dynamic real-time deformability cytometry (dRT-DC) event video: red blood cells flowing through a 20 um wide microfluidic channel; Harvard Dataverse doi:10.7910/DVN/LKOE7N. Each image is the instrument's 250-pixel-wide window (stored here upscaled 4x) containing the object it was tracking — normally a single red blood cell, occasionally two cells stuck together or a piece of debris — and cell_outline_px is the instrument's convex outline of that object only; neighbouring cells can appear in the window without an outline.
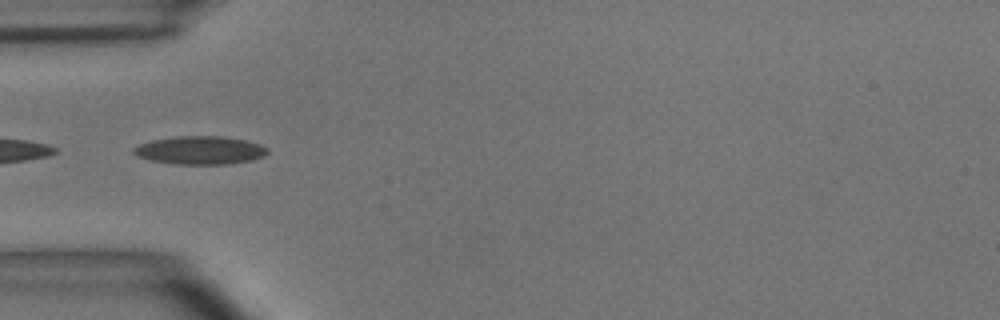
{"species": "common noctule bat (a hibernating species)", "species_latin": "Nyctalus noctula", "temperature_condition": "room temperature", "stored_images_in_passage": 5, "camera_frame_rate_fps": 3000, "um_per_image_px": 0.085, "animal": {"sex": "male", "body_mass_g": 15.6}, "frame": {"image": 1, "passage_image": 3, "time_ms": 0.667, "image_size_px": [1000, 320], "cell_outline_px": [[268, 152], [264, 156], [252, 160], [228, 164], [176, 164], [152, 160], [136, 156], [132, 152], [132, 148], [140, 144], [152, 140], [176, 136], [220, 136], [244, 140], [260, 144], [268, 148]], "centroid_in_image_um": [17.0, 12.77], "position_along_channel_um": 68.0, "area_um2": 21.96}}